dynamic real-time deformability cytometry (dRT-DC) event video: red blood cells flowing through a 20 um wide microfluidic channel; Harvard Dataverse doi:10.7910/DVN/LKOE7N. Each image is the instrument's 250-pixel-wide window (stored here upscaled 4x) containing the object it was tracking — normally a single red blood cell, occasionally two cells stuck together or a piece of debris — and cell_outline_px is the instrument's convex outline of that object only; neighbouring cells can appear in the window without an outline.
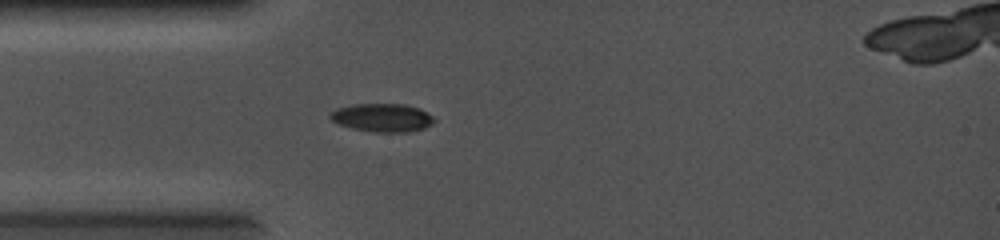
{"species": "common noctule bat (a hibernating species)", "species_latin": "Nyctalus noctula", "temperature_condition": "cold", "stored_images_in_passage": 32, "camera_frame_rate_fps": 5000, "um_per_image_px": 0.085, "animal": {"sex": "female", "body_mass_g": 19.0, "forearm_length_mm": 56.7}, "frame": {"image": 1, "passage_image": 1, "time_ms": 0.0, "image_size_px": [1000, 240], "cell_outline_px": [[436, 120], [432, 124], [424, 128], [408, 132], [372, 132], [352, 128], [340, 124], [332, 120], [328, 116], [336, 108], [352, 104], [404, 104], [420, 108], [432, 116]], "centroid_in_image_um": [32.5, 10.0], "position_along_channel_um": 52.5, "area_um2": 17.17}}
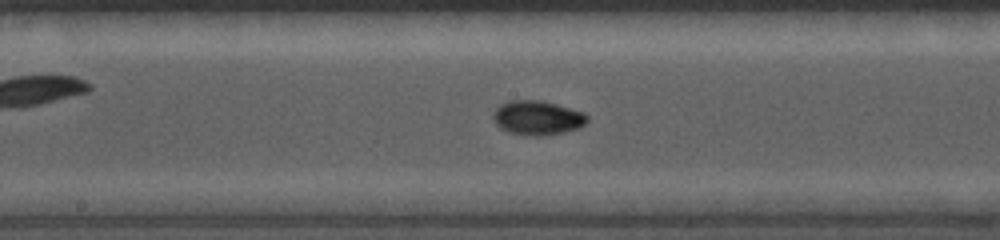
{"frame": {"image": 2, "passage_image": 17, "time_ms": 3.2, "image_size_px": [1000, 240], "cell_outline_px": [[588, 120], [580, 128], [564, 132], [544, 136], [532, 136], [508, 132], [500, 128], [496, 124], [492, 116], [496, 108], [500, 104], [512, 100], [540, 100], [556, 104], [584, 112], [588, 116]], "centroid_in_image_um": [45.68, 10.02], "position_along_channel_um": 202.5, "area_um2": 18.9}}
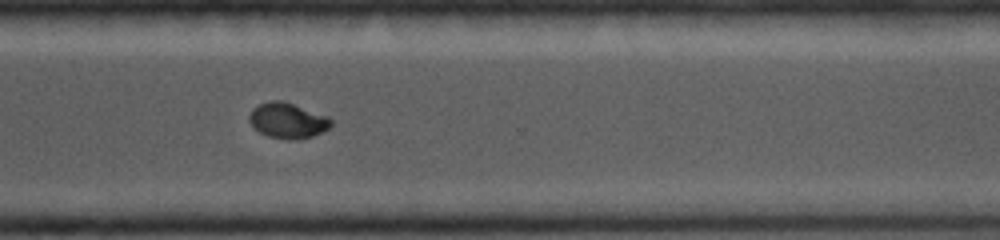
{"frame": {"image": 3, "passage_image": 32, "time_ms": 6.2, "image_size_px": [1000, 240], "cell_outline_px": [[332, 124], [328, 128], [312, 136], [292, 140], [268, 136], [260, 132], [248, 120], [248, 116], [252, 108], [260, 104], [272, 100], [284, 100], [328, 116], [332, 120]], "centroid_in_image_um": [24.44, 10.22], "position_along_channel_um": 346.2, "area_um2": 16.82}}